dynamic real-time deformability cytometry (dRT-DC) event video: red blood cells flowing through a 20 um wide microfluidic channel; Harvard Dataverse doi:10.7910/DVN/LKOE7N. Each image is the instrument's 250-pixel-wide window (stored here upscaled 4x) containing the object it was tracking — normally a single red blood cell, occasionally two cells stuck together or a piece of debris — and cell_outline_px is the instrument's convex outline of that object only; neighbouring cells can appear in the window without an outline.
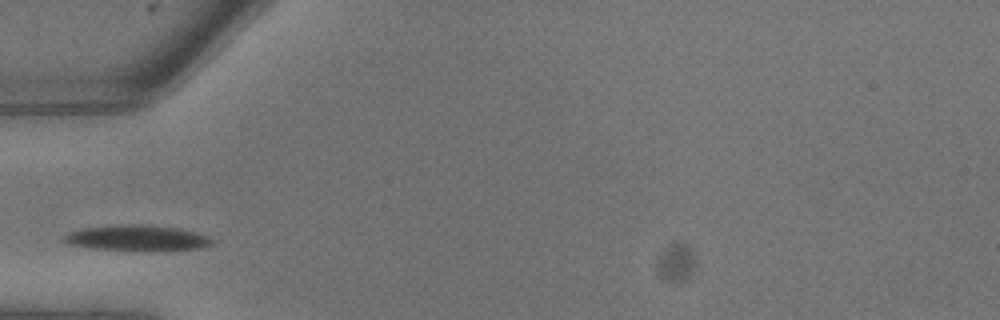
{"species": "common noctule bat (a hibernating species)", "species_latin": "Nyctalus noctula", "temperature_condition": "warm", "stored_images_in_passage": 8, "camera_frame_rate_fps": 3000, "um_per_image_px": 0.085, "animal": {"sex": "male", "body_mass_g": 13.3}, "frame": {"image": 1, "passage_image": 3, "time_ms": 0.667, "image_size_px": [1000, 320], "cell_outline_px": [[216, 240], [212, 244], [204, 248], [96, 248], [68, 244], [60, 240], [68, 232], [84, 228], [112, 224], [148, 224], [176, 228], [208, 236]], "centroid_in_image_um": [11.59, 20.17], "position_along_channel_um": 73.4, "area_um2": 21.15}}